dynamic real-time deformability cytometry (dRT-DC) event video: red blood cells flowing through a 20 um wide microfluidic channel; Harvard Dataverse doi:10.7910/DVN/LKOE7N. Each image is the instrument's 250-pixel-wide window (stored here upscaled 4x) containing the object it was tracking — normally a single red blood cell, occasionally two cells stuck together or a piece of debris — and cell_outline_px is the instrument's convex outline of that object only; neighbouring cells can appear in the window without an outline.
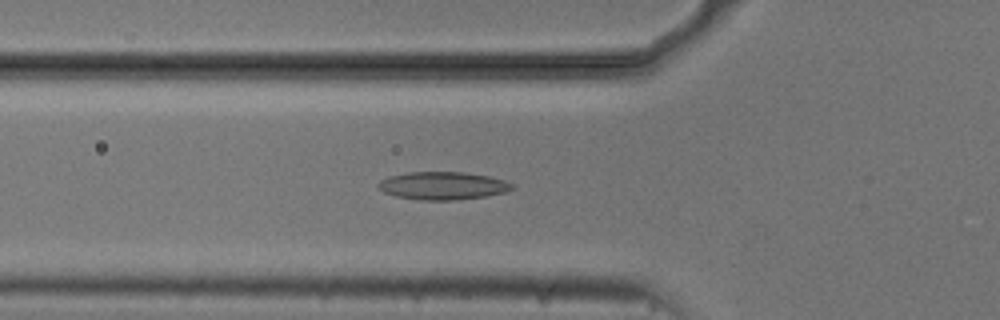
{"species": "common noctule bat (a hibernating species)", "species_latin": "Nyctalus noctula", "temperature_condition": "cold", "stored_images_in_passage": 50, "camera_frame_rate_fps": 3000, "um_per_image_px": 0.085, "animal": {"sex": "male", "body_mass_g": 20.5, "forearm_length_mm": 52.5}, "frame": {"image": 1, "passage_image": 15, "time_ms": 4.667, "image_size_px": [1000, 320], "cell_outline_px": [[512, 188], [508, 192], [488, 196], [456, 200], [420, 200], [396, 196], [384, 192], [376, 188], [376, 184], [380, 180], [388, 176], [408, 172], [464, 172], [488, 176], [504, 180], [512, 184]], "centroid_in_image_um": [37.6, 15.79], "position_along_channel_um": 88.2, "area_um2": 21.91}}
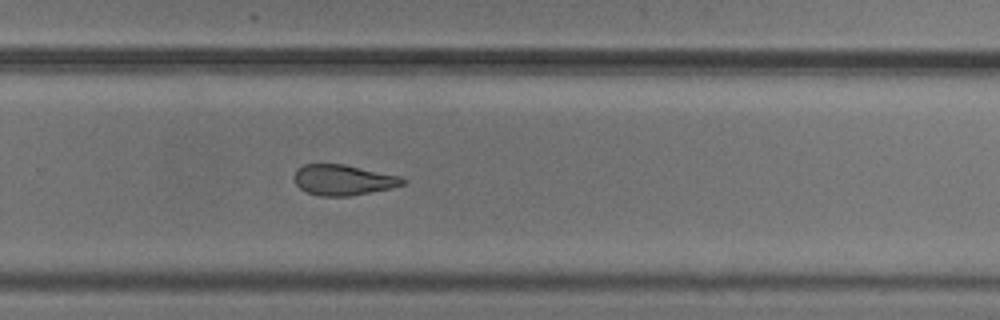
{"frame": {"image": 2, "passage_image": 32, "time_ms": 10.333, "image_size_px": [1000, 320], "cell_outline_px": [[408, 180], [404, 184], [392, 188], [348, 196], [320, 196], [308, 192], [300, 188], [296, 184], [296, 168], [304, 164], [344, 164], [400, 176]], "centroid_in_image_um": [29.2, 15.29], "position_along_channel_um": 300.6, "area_um2": 19.19}}
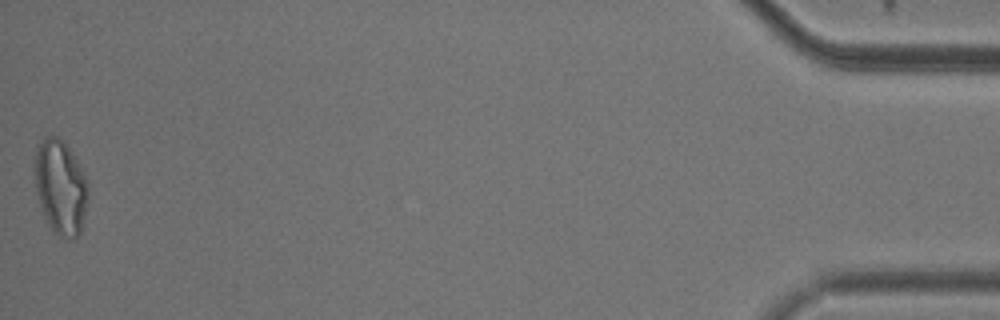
{"frame": {"image": 3, "passage_image": 50, "time_ms": 16.333, "image_size_px": [1000, 320], "cell_outline_px": [[88, 200], [80, 232], [76, 236], [68, 240], [60, 236], [48, 224], [44, 216], [36, 192], [32, 168], [36, 144], [44, 136], [56, 136], [68, 148], [76, 160], [88, 180]], "centroid_in_image_um": [5.1, 15.87], "position_along_channel_um": 430.1, "area_um2": 29.71}, "authors_computed_cell_mechanics": {"area_um2": 21.1837, "velocity_mm_per_s": 3.7412, "shape_relaxation_time_tau1_ms": null, "shape_relaxation_time_tau2_ms": 4.292, "deformation_change_tau1": null, "deformation_change_tau2": 0.1305}}